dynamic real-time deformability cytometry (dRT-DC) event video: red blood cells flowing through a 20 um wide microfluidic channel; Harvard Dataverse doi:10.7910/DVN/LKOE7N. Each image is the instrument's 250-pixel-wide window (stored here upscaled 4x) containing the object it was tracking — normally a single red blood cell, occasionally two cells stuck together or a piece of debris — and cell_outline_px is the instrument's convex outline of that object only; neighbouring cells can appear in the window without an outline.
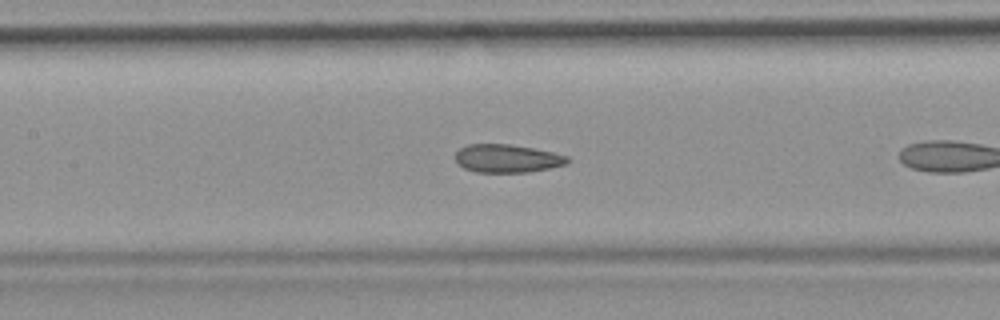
{"species": "common noctule bat (a hibernating species)", "species_latin": "Nyctalus noctula", "temperature_condition": "room temperature", "stored_images_in_passage": 12, "camera_frame_rate_fps": 3000, "um_per_image_px": 0.085, "animal": {"sex": "female", "body_mass_g": 19.9}, "frame": {"image": 1, "passage_image": 10, "time_ms": 3.0, "image_size_px": [1000, 320], "cell_outline_px": [[572, 160], [568, 164], [528, 172], [476, 172], [464, 168], [456, 160], [456, 152], [460, 148], [468, 144], [508, 144], [532, 148], [552, 152], [568, 156]], "centroid_in_image_um": [43.14, 13.47], "position_along_channel_um": 164.3, "area_um2": 18.32}}